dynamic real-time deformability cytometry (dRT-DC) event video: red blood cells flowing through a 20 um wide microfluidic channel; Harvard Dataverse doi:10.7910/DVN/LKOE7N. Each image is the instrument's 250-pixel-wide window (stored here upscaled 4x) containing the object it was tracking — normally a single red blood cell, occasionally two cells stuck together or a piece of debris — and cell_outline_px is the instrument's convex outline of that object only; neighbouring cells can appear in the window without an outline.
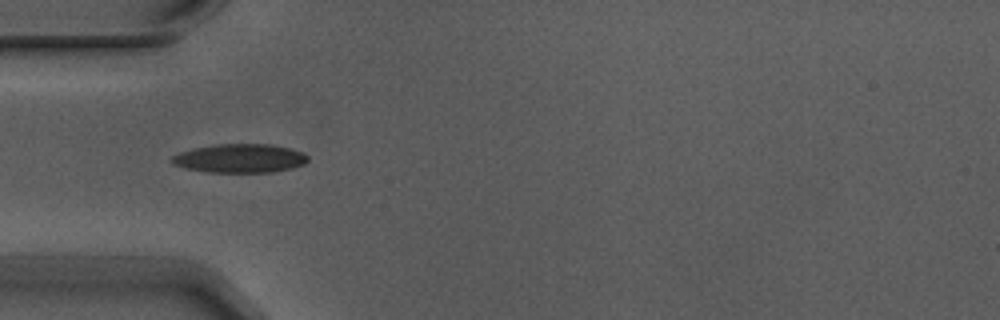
{"species": "Egyptian fruit bat (a non-hibernating species)", "species_latin": "Rousettus aegyptiacus", "temperature_condition": "warm", "stored_images_in_passage": 3, "camera_frame_rate_fps": 3000, "um_per_image_px": 0.085, "animal": {"sex": "male"}, "frame": {"image": 1, "passage_image": 1, "time_ms": 0.0, "image_size_px": [1000, 320], "cell_outline_px": [[308, 160], [304, 164], [292, 168], [272, 172], [208, 172], [184, 168], [172, 164], [168, 160], [172, 156], [180, 152], [196, 148], [216, 144], [272, 144], [304, 152], [308, 156]], "centroid_in_image_um": [20.38, 13.46], "position_along_channel_um": 64.6, "area_um2": 22.89}}
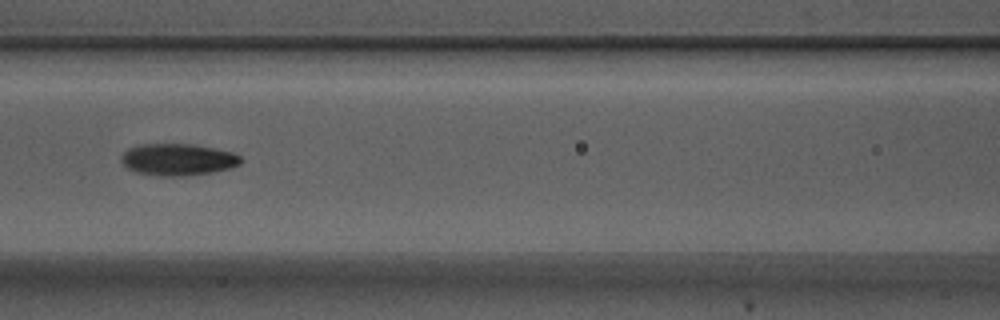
{"frame": {"image": 2, "passage_image": 3, "time_ms": 0.667, "image_size_px": [1000, 320], "cell_outline_px": [[244, 160], [240, 164], [232, 168], [212, 172], [188, 176], [156, 176], [136, 172], [128, 168], [120, 160], [120, 156], [128, 148], [140, 144], [196, 144], [232, 152], [240, 156]], "centroid_in_image_um": [15.13, 13.56], "position_along_channel_um": 151.5, "area_um2": 22.48}}